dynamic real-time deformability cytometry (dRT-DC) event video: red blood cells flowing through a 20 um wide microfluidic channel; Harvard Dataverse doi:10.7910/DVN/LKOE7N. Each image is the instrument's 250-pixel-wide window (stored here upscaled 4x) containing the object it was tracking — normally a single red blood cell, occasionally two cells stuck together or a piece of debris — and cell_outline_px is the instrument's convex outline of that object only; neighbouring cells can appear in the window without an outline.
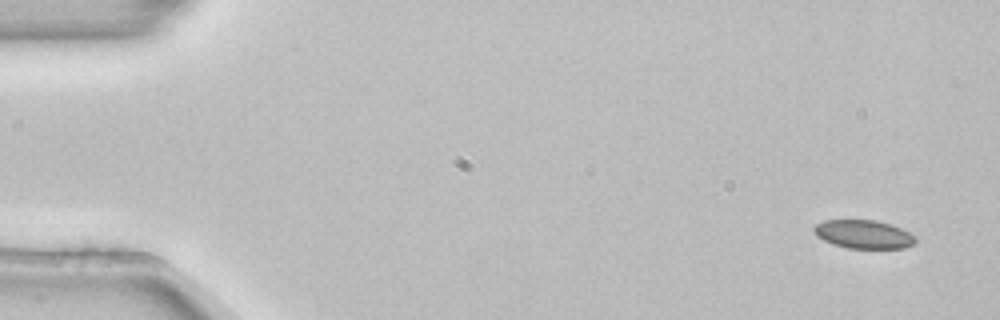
{"species": "common noctule bat (a hibernating species)", "species_latin": "Nyctalus noctula", "temperature_condition": "room temperature", "stored_images_in_passage": 4, "camera_frame_rate_fps": 3000, "um_per_image_px": 0.085, "animal": {"sex": "female", "body_mass_g": 22.7, "forearm_length_mm": 54.2}, "frame": {"image": 1, "passage_image": 1, "time_ms": 0.0, "image_size_px": [1000, 320], "cell_outline_px": [[916, 240], [912, 244], [904, 248], [848, 248], [832, 244], [816, 236], [812, 228], [816, 224], [824, 220], [876, 220], [892, 224], [916, 236]], "centroid_in_image_um": [73.38, 19.9], "position_along_channel_um": 11.6, "area_um2": 16.88}}
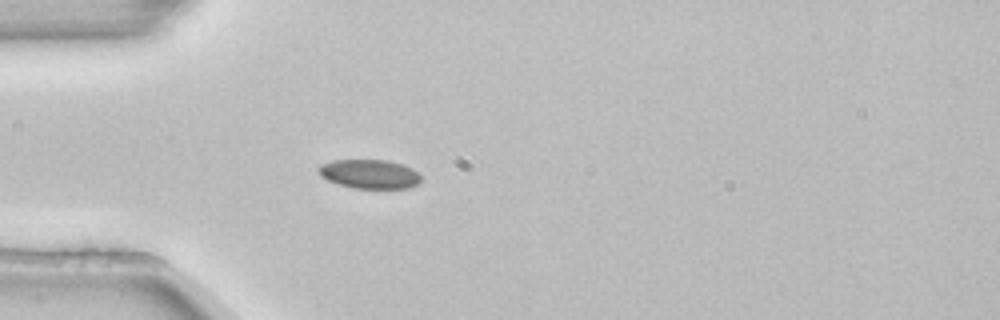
{"frame": {"image": 2, "passage_image": 4, "time_ms": 1.0, "image_size_px": [1000, 320], "cell_outline_px": [[420, 180], [416, 184], [408, 188], [352, 188], [328, 180], [320, 176], [316, 168], [320, 164], [332, 160], [388, 160], [412, 168], [420, 176]], "centroid_in_image_um": [31.35, 14.78], "position_along_channel_um": 53.6, "area_um2": 17.28}}